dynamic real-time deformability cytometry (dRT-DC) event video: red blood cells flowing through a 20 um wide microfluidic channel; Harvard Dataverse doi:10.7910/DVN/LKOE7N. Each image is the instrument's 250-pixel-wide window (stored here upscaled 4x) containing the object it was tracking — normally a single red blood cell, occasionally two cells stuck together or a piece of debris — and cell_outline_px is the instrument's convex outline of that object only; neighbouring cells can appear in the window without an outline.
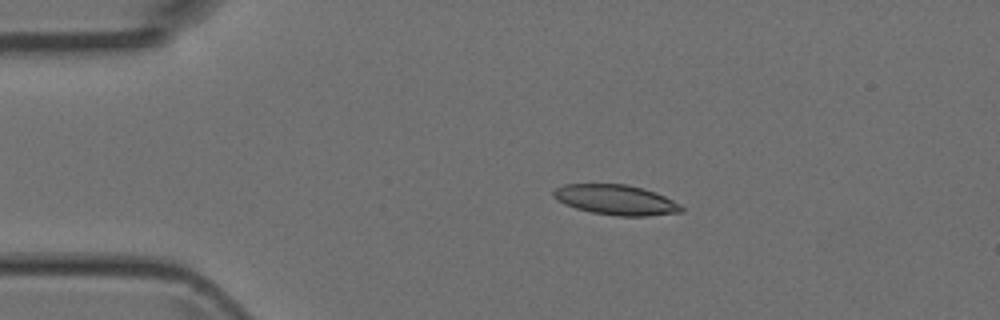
{"species": "Egyptian fruit bat (a non-hibernating species)", "species_latin": "Rousettus aegyptiacus", "temperature_condition": "room temperature", "stored_images_in_passage": 4, "camera_frame_rate_fps": 3000, "um_per_image_px": 0.085, "animal": {"sex": "female"}, "frame": {"image": 1, "passage_image": 3, "time_ms": 2.0, "image_size_px": [1000, 320], "cell_outline_px": [[684, 212], [648, 216], [616, 216], [592, 212], [576, 208], [564, 204], [552, 196], [552, 192], [556, 188], [564, 184], [628, 184], [664, 196], [680, 204], [684, 208]], "centroid_in_image_um": [52.35, 16.99], "position_along_channel_um": 32.7, "area_um2": 22.37}}